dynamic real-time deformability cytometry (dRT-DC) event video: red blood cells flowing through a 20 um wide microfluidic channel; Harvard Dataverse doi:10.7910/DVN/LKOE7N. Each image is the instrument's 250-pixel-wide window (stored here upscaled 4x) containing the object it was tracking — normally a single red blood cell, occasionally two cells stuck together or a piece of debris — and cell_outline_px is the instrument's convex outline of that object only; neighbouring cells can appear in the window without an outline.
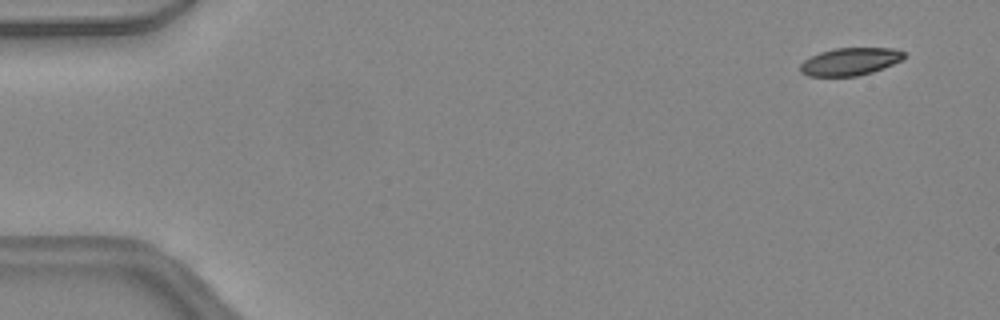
{"species": "common noctule bat (a hibernating species)", "species_latin": "Nyctalus noctula", "temperature_condition": "warm", "stored_images_in_passage": 46, "camera_frame_rate_fps": 3000, "um_per_image_px": 0.085, "animal": {"sex": "female", "body_mass_g": 24.6, "forearm_length_mm": 56.2}, "frame": {"image": 1, "passage_image": 3, "time_ms": 0.667, "image_size_px": [1000, 320], "cell_outline_px": [[904, 60], [872, 72], [856, 76], [808, 76], [800, 72], [800, 64], [804, 60], [820, 52], [836, 48], [892, 48], [904, 52]], "centroid_in_image_um": [72.26, 5.23], "position_along_channel_um": 12.7, "area_um2": 16.65}}
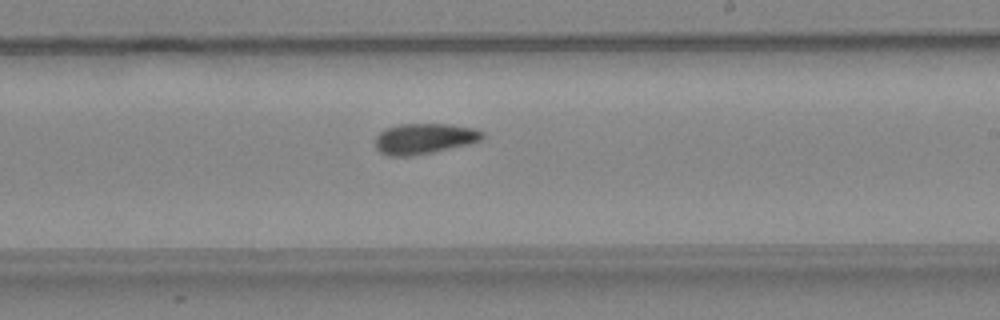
{"frame": {"image": 2, "passage_image": 28, "time_ms": 9.0, "image_size_px": [1000, 320], "cell_outline_px": [[484, 136], [480, 140], [468, 144], [432, 152], [412, 156], [388, 156], [380, 152], [376, 148], [376, 136], [384, 128], [400, 124], [448, 124], [476, 128], [484, 132]], "centroid_in_image_um": [36.05, 11.78], "position_along_channel_um": 252.9, "area_um2": 19.13}}
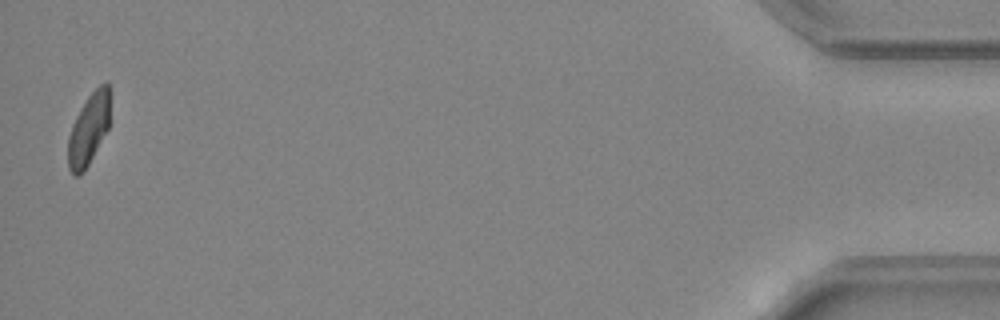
{"frame": {"image": 3, "passage_image": 46, "time_ms": 15.0, "image_size_px": [1000, 320], "cell_outline_px": [[108, 128], [84, 172], [80, 176], [72, 176], [68, 168], [68, 136], [72, 124], [80, 108], [88, 96], [104, 80], [108, 84]], "centroid_in_image_um": [7.49, 11.04], "position_along_channel_um": 427.7, "area_um2": 17.28}, "authors_computed_cell_mechanics": {"area_um2": 18.4671, "velocity_mm_per_s": 4.4712, "shape_relaxation_time_tau1_ms": 9.4103, "shape_relaxation_time_tau2_ms": 6.383, "deformation_change_tau1": 0.2407, "deformation_change_tau2": 0.1498}}